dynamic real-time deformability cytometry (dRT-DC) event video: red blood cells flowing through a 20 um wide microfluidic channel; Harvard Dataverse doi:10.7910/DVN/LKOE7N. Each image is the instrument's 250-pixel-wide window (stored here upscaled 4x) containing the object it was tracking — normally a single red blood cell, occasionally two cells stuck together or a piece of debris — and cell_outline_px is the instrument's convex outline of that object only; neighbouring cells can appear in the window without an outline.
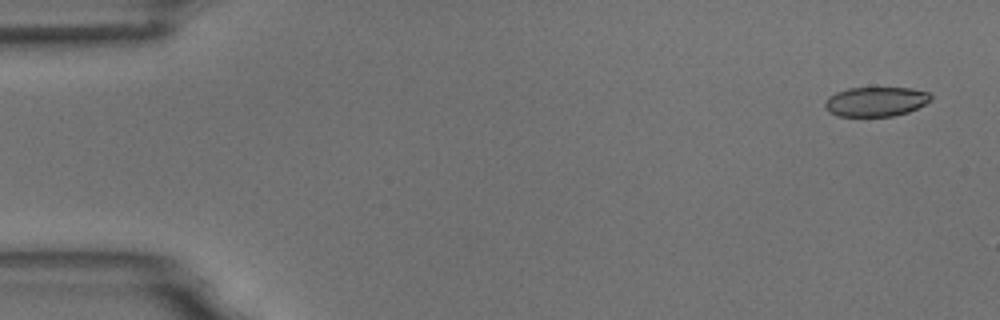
{"species": "common noctule bat (a hibernating species)", "species_latin": "Nyctalus noctula", "temperature_condition": "room temperature", "stored_images_in_passage": 5, "camera_frame_rate_fps": 3000, "um_per_image_px": 0.085, "animal": {"sex": "male", "body_mass_g": 18.8}, "frame": {"image": 1, "passage_image": 1, "time_ms": 0.0, "image_size_px": [1000, 320], "cell_outline_px": [[932, 100], [908, 112], [892, 116], [836, 116], [828, 112], [824, 108], [824, 104], [828, 96], [836, 92], [848, 88], [912, 88], [928, 92], [932, 96]], "centroid_in_image_um": [74.41, 8.64], "position_along_channel_um": 10.6, "area_um2": 18.32}}
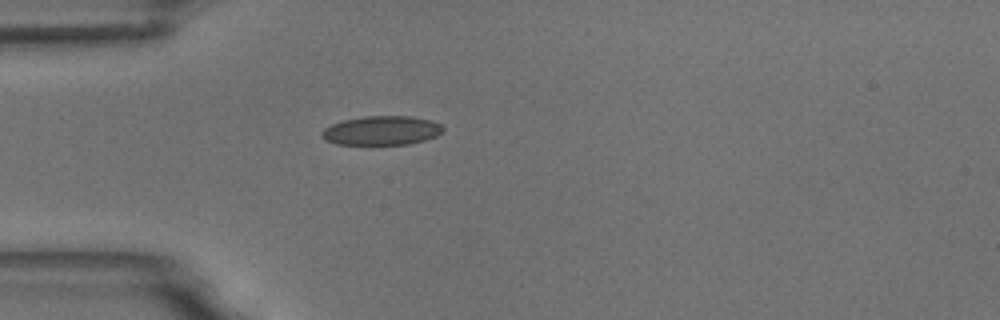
{"frame": {"image": 2, "passage_image": 5, "time_ms": 4.333, "image_size_px": [1000, 320], "cell_outline_px": [[444, 132], [436, 136], [424, 140], [408, 144], [336, 144], [324, 140], [320, 136], [320, 132], [324, 128], [332, 124], [344, 120], [364, 116], [412, 116], [432, 120], [440, 124], [444, 128]], "centroid_in_image_um": [32.44, 11.09], "position_along_channel_um": 52.6, "area_um2": 20.69}}